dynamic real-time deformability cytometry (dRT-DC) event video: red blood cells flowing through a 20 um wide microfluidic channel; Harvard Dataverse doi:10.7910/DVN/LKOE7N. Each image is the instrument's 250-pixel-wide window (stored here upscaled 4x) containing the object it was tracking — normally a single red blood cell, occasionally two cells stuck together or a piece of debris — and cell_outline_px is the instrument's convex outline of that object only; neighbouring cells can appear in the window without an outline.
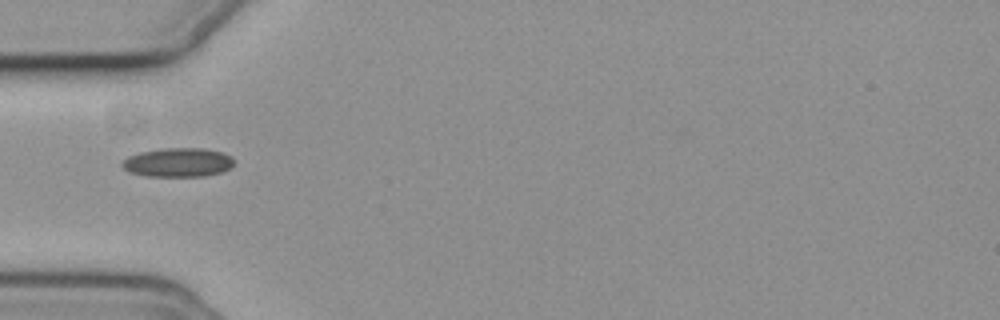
{"species": "common noctule bat (a hibernating species)", "species_latin": "Nyctalus noctula", "temperature_condition": "cold", "stored_images_in_passage": 4, "camera_frame_rate_fps": 3000, "um_per_image_px": 0.085, "animal": {"sex": "female", "body_mass_g": 19.3, "forearm_length_mm": 54.1}, "frame": {"image": 1, "passage_image": 1, "time_ms": 0.0, "image_size_px": [1000, 320], "cell_outline_px": [[232, 164], [228, 168], [220, 172], [204, 176], [148, 176], [128, 172], [120, 164], [128, 156], [140, 152], [164, 148], [204, 148], [220, 152], [232, 156]], "centroid_in_image_um": [15.09, 13.8], "position_along_channel_um": 69.9, "area_um2": 18.73}}